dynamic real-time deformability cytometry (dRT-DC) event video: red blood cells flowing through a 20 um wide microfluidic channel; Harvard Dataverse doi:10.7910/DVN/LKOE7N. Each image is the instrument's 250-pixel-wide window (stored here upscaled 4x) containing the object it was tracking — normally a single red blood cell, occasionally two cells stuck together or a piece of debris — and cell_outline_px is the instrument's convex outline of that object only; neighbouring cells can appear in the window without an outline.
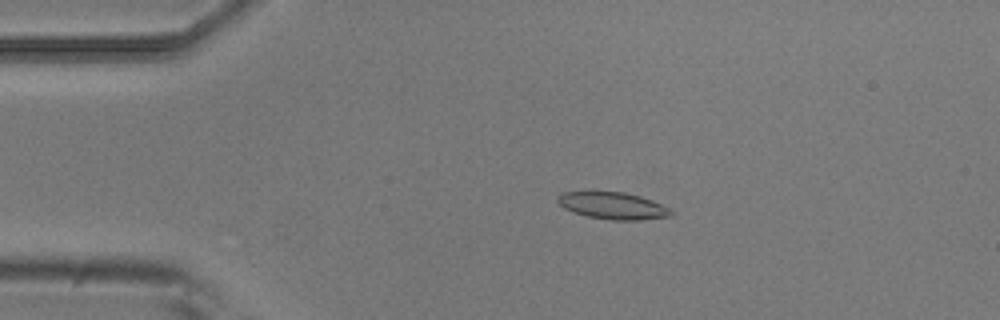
{"species": "common noctule bat (a hibernating species)", "species_latin": "Nyctalus noctula", "temperature_condition": "room temperature", "stored_images_in_passage": 5, "camera_frame_rate_fps": 3000, "um_per_image_px": 0.085, "animal": {"sex": "male", "body_mass_g": 20.5, "forearm_length_mm": 52.5}, "frame": {"image": 1, "passage_image": 4, "time_ms": 1.0, "image_size_px": [1000, 320], "cell_outline_px": [[672, 216], [636, 220], [612, 220], [588, 216], [572, 212], [564, 208], [556, 200], [564, 192], [624, 192], [640, 196], [652, 200], [668, 208], [672, 212]], "centroid_in_image_um": [52.09, 17.49], "position_along_channel_um": 32.9, "area_um2": 17.51}}